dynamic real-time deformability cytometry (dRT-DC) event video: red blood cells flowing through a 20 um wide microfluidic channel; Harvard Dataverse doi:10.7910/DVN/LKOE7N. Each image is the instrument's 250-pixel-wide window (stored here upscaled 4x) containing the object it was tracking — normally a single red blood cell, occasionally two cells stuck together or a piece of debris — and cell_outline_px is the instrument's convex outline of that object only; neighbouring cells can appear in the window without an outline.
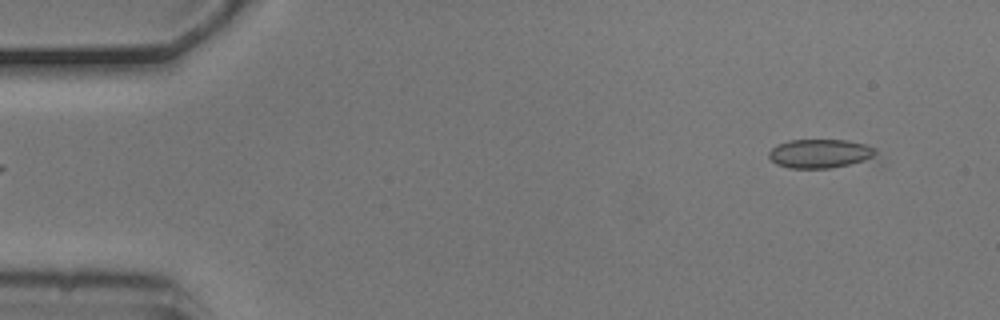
{"species": "common noctule bat (a hibernating species)", "species_latin": "Nyctalus noctula", "temperature_condition": "cold", "stored_images_in_passage": 5, "segment_of_instrument_passage": [2, 2], "camera_frame_rate_fps": 3000, "um_per_image_px": 0.085, "animal": {"sex": "male", "body_mass_g": 20.5, "forearm_length_mm": 52.5}, "frame": {"image": 1, "passage_image": 5, "time_ms": 1.333, "image_size_px": [1000, 320], "cell_outline_px": [[880, 164], [828, 168], [788, 168], [776, 164], [768, 156], [768, 152], [776, 144], [788, 140], [848, 140], [864, 144], [876, 148]], "centroid_in_image_um": [69.94, 13.1], "position_along_channel_um": 15.1, "area_um2": 19.42}}